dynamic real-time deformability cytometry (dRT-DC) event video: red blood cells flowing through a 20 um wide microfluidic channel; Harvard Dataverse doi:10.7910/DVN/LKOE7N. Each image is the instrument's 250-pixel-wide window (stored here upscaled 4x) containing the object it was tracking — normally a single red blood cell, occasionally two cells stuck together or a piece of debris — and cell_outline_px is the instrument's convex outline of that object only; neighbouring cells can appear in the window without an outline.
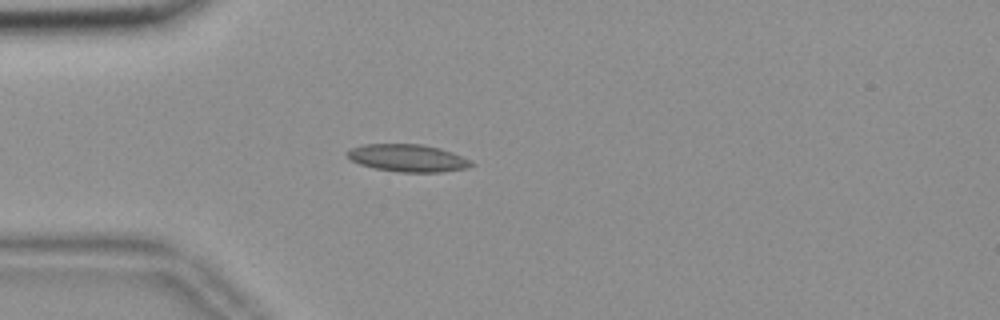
{"species": "common noctule bat (a hibernating species)", "species_latin": "Nyctalus noctula", "temperature_condition": "room temperature", "stored_images_in_passage": 41, "camera_frame_rate_fps": 3000, "um_per_image_px": 0.085, "animal": {"sex": "female", "body_mass_g": 18.4}, "frame": {"image": 1, "passage_image": 1, "time_ms": 0.0, "image_size_px": [1000, 320], "cell_outline_px": [[476, 164], [468, 168], [440, 172], [396, 172], [376, 168], [360, 164], [352, 160], [344, 152], [352, 148], [364, 144], [420, 144], [440, 148], [452, 152], [472, 160]], "centroid_in_image_um": [34.7, 13.43], "position_along_channel_um": 50.3, "area_um2": 19.88}}
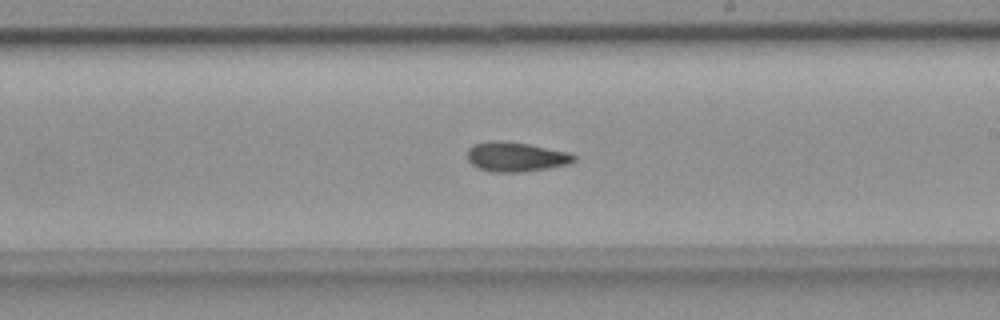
{"frame": {"image": 2, "passage_image": 18, "time_ms": 5.667, "image_size_px": [1000, 320], "cell_outline_px": [[576, 160], [568, 164], [548, 168], [520, 172], [492, 172], [480, 168], [472, 164], [468, 160], [468, 148], [472, 144], [488, 140], [504, 140], [528, 144], [568, 152], [576, 156]], "centroid_in_image_um": [43.82, 13.31], "position_along_channel_um": 245.2, "area_um2": 18.44}}
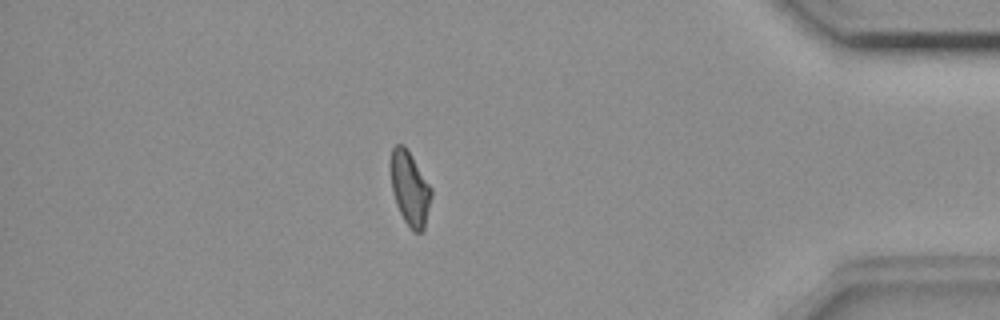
{"frame": {"image": 3, "passage_image": 34, "time_ms": 11.0, "image_size_px": [1000, 320], "cell_outline_px": [[432, 196], [424, 228], [420, 232], [412, 232], [404, 220], [396, 204], [392, 192], [388, 164], [392, 148], [396, 144], [404, 144], [408, 148], [432, 188]], "centroid_in_image_um": [34.81, 15.96], "position_along_channel_um": 400.4, "area_um2": 18.09}, "authors_computed_cell_mechanics": {"area_um2": 18.0914, "velocity_mm_per_s": 3.6437, "shape_relaxation_time_tau1_ms": null, "shape_relaxation_time_tau2_ms": 1.9924, "deformation_change_tau1": null, "deformation_change_tau2": 0.0732}}